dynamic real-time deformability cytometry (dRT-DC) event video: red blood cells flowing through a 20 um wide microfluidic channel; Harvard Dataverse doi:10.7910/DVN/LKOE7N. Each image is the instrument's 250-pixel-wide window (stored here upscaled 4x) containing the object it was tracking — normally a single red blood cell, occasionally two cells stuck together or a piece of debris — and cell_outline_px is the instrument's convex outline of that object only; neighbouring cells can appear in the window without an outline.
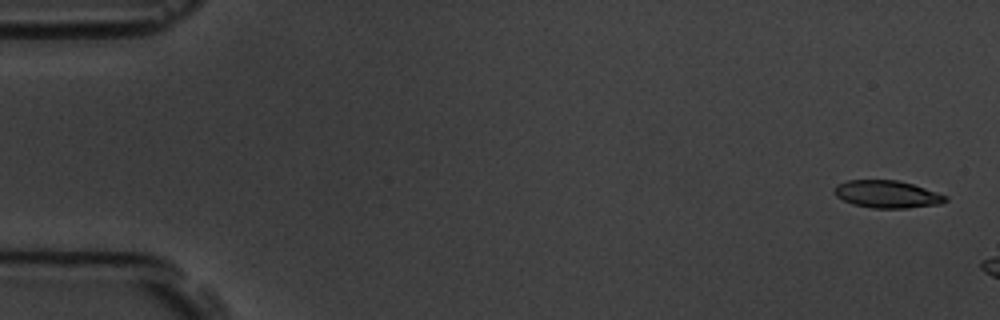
{"species": "common noctule bat (a hibernating species)", "species_latin": "Nyctalus noctula", "temperature_condition": "room temperature", "stored_images_in_passage": 3, "camera_frame_rate_fps": 3000, "um_per_image_px": 0.085, "animal": {"sex": "male", "body_mass_g": 19.5, "forearm_length_mm": 54.6}, "frame": {"image": 1, "passage_image": 1, "time_ms": 0.0, "image_size_px": [1000, 320], "cell_outline_px": [[948, 200], [940, 204], [908, 208], [872, 208], [852, 204], [836, 196], [832, 188], [836, 184], [848, 180], [900, 180], [948, 196]], "centroid_in_image_um": [75.38, 16.51], "position_along_channel_um": 9.6, "area_um2": 17.86}}